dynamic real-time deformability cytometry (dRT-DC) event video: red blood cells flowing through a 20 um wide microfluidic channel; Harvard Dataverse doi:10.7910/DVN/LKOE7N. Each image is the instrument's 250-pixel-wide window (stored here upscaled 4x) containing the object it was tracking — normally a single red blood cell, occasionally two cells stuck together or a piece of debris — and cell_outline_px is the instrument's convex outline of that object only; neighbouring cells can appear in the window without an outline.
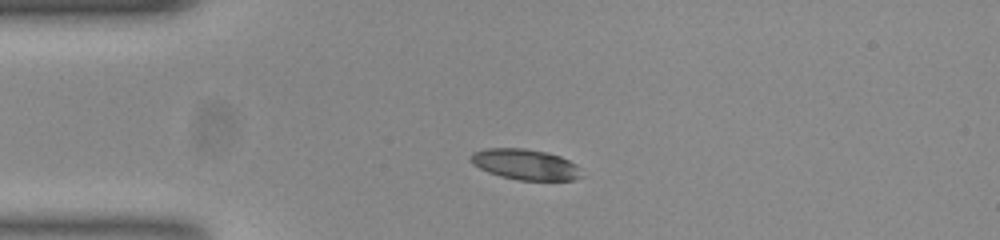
{"species": "common noctule bat (a hibernating species)", "species_latin": "Nyctalus noctula", "temperature_condition": "room temperature", "stored_images_in_passage": 43, "camera_frame_rate_fps": 3000, "um_per_image_px": 0.085, "animal": {"sex": "female", "body_mass_g": 23.0, "forearm_length_mm": 53.4}, "frame": {"image": 1, "passage_image": 1, "time_ms": 0.0, "image_size_px": [1000, 240], "cell_outline_px": [[584, 176], [572, 180], [520, 180], [500, 176], [488, 172], [472, 164], [472, 152], [484, 148], [524, 148], [548, 152], [560, 156], [576, 164], [580, 168]], "centroid_in_image_um": [44.68, 13.97], "position_along_channel_um": 40.3, "area_um2": 19.88}}